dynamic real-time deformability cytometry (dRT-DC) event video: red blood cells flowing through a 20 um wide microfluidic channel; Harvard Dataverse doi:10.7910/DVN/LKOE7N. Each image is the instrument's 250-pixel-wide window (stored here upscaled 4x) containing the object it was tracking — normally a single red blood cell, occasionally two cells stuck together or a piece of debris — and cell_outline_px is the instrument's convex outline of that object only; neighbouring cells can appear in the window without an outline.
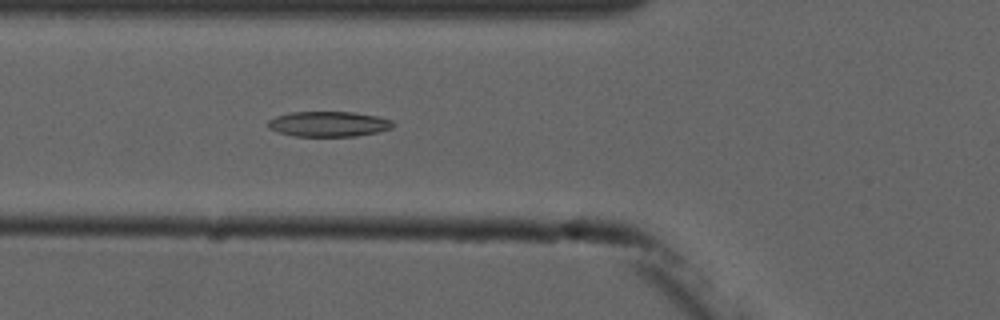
{"species": "common noctule bat (a hibernating species)", "species_latin": "Nyctalus noctula", "temperature_condition": "cold", "stored_images_in_passage": 5, "camera_frame_rate_fps": 3000, "um_per_image_px": 0.085, "animal": {"sex": "male", "forearm_length_mm": 52.5}, "frame": {"image": 1, "passage_image": 5, "time_ms": 4.667, "image_size_px": [1000, 320], "cell_outline_px": [[396, 124], [392, 128], [376, 132], [356, 136], [292, 136], [268, 128], [268, 120], [276, 116], [292, 112], [352, 112], [376, 116], [392, 120]], "centroid_in_image_um": [27.94, 10.54], "position_along_channel_um": 97.9, "area_um2": 18.32}}